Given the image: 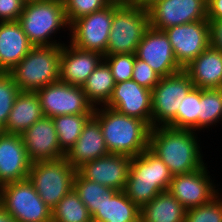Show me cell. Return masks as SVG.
Masks as SVG:
<instances>
[{
	"mask_svg": "<svg viewBox=\"0 0 222 222\" xmlns=\"http://www.w3.org/2000/svg\"><path fill=\"white\" fill-rule=\"evenodd\" d=\"M195 134L191 129L156 126L151 128L148 149L167 165L173 176L190 173L206 165Z\"/></svg>",
	"mask_w": 222,
	"mask_h": 222,
	"instance_id": "obj_1",
	"label": "cell"
},
{
	"mask_svg": "<svg viewBox=\"0 0 222 222\" xmlns=\"http://www.w3.org/2000/svg\"><path fill=\"white\" fill-rule=\"evenodd\" d=\"M93 116L99 121L109 153L135 157L149 148L152 127L143 120L107 106L95 107Z\"/></svg>",
	"mask_w": 222,
	"mask_h": 222,
	"instance_id": "obj_2",
	"label": "cell"
},
{
	"mask_svg": "<svg viewBox=\"0 0 222 222\" xmlns=\"http://www.w3.org/2000/svg\"><path fill=\"white\" fill-rule=\"evenodd\" d=\"M172 177L167 165L146 149L132 157L128 180L123 191L141 208L160 192L167 191Z\"/></svg>",
	"mask_w": 222,
	"mask_h": 222,
	"instance_id": "obj_3",
	"label": "cell"
},
{
	"mask_svg": "<svg viewBox=\"0 0 222 222\" xmlns=\"http://www.w3.org/2000/svg\"><path fill=\"white\" fill-rule=\"evenodd\" d=\"M18 22L33 46L63 45L51 37L70 27L63 0H26Z\"/></svg>",
	"mask_w": 222,
	"mask_h": 222,
	"instance_id": "obj_4",
	"label": "cell"
},
{
	"mask_svg": "<svg viewBox=\"0 0 222 222\" xmlns=\"http://www.w3.org/2000/svg\"><path fill=\"white\" fill-rule=\"evenodd\" d=\"M62 45L33 46L8 73L20 91L36 92L59 80Z\"/></svg>",
	"mask_w": 222,
	"mask_h": 222,
	"instance_id": "obj_5",
	"label": "cell"
},
{
	"mask_svg": "<svg viewBox=\"0 0 222 222\" xmlns=\"http://www.w3.org/2000/svg\"><path fill=\"white\" fill-rule=\"evenodd\" d=\"M149 27L148 10L136 5L113 4L106 55L135 53Z\"/></svg>",
	"mask_w": 222,
	"mask_h": 222,
	"instance_id": "obj_6",
	"label": "cell"
},
{
	"mask_svg": "<svg viewBox=\"0 0 222 222\" xmlns=\"http://www.w3.org/2000/svg\"><path fill=\"white\" fill-rule=\"evenodd\" d=\"M76 172L65 157L55 161H39L32 163L28 180L43 202L53 210L73 189Z\"/></svg>",
	"mask_w": 222,
	"mask_h": 222,
	"instance_id": "obj_7",
	"label": "cell"
},
{
	"mask_svg": "<svg viewBox=\"0 0 222 222\" xmlns=\"http://www.w3.org/2000/svg\"><path fill=\"white\" fill-rule=\"evenodd\" d=\"M0 206L17 222H52V210L28 179L0 186Z\"/></svg>",
	"mask_w": 222,
	"mask_h": 222,
	"instance_id": "obj_8",
	"label": "cell"
},
{
	"mask_svg": "<svg viewBox=\"0 0 222 222\" xmlns=\"http://www.w3.org/2000/svg\"><path fill=\"white\" fill-rule=\"evenodd\" d=\"M193 87L189 75L184 70L161 77L152 89L151 127L167 126L177 116L181 101Z\"/></svg>",
	"mask_w": 222,
	"mask_h": 222,
	"instance_id": "obj_9",
	"label": "cell"
},
{
	"mask_svg": "<svg viewBox=\"0 0 222 222\" xmlns=\"http://www.w3.org/2000/svg\"><path fill=\"white\" fill-rule=\"evenodd\" d=\"M45 117L58 115L93 114L95 107L81 86L60 80L36 91Z\"/></svg>",
	"mask_w": 222,
	"mask_h": 222,
	"instance_id": "obj_10",
	"label": "cell"
},
{
	"mask_svg": "<svg viewBox=\"0 0 222 222\" xmlns=\"http://www.w3.org/2000/svg\"><path fill=\"white\" fill-rule=\"evenodd\" d=\"M113 19V4L82 16L70 24V44L85 51L106 55L108 38Z\"/></svg>",
	"mask_w": 222,
	"mask_h": 222,
	"instance_id": "obj_11",
	"label": "cell"
},
{
	"mask_svg": "<svg viewBox=\"0 0 222 222\" xmlns=\"http://www.w3.org/2000/svg\"><path fill=\"white\" fill-rule=\"evenodd\" d=\"M163 31L182 68L210 46V23L207 19L171 26Z\"/></svg>",
	"mask_w": 222,
	"mask_h": 222,
	"instance_id": "obj_12",
	"label": "cell"
},
{
	"mask_svg": "<svg viewBox=\"0 0 222 222\" xmlns=\"http://www.w3.org/2000/svg\"><path fill=\"white\" fill-rule=\"evenodd\" d=\"M150 27H168L207 19V0H160L148 9Z\"/></svg>",
	"mask_w": 222,
	"mask_h": 222,
	"instance_id": "obj_13",
	"label": "cell"
},
{
	"mask_svg": "<svg viewBox=\"0 0 222 222\" xmlns=\"http://www.w3.org/2000/svg\"><path fill=\"white\" fill-rule=\"evenodd\" d=\"M204 166L186 174L174 175L168 191L184 206L186 210L210 202L219 194L216 185Z\"/></svg>",
	"mask_w": 222,
	"mask_h": 222,
	"instance_id": "obj_14",
	"label": "cell"
},
{
	"mask_svg": "<svg viewBox=\"0 0 222 222\" xmlns=\"http://www.w3.org/2000/svg\"><path fill=\"white\" fill-rule=\"evenodd\" d=\"M135 55L146 61L161 77L183 70L175 59L171 43L164 31L149 27L138 44Z\"/></svg>",
	"mask_w": 222,
	"mask_h": 222,
	"instance_id": "obj_15",
	"label": "cell"
},
{
	"mask_svg": "<svg viewBox=\"0 0 222 222\" xmlns=\"http://www.w3.org/2000/svg\"><path fill=\"white\" fill-rule=\"evenodd\" d=\"M104 106L143 120L151 126L152 90L140 86L133 79L116 83L109 101Z\"/></svg>",
	"mask_w": 222,
	"mask_h": 222,
	"instance_id": "obj_16",
	"label": "cell"
},
{
	"mask_svg": "<svg viewBox=\"0 0 222 222\" xmlns=\"http://www.w3.org/2000/svg\"><path fill=\"white\" fill-rule=\"evenodd\" d=\"M22 141L30 161H55L66 154L58 143L57 132L52 118L42 117L22 134Z\"/></svg>",
	"mask_w": 222,
	"mask_h": 222,
	"instance_id": "obj_17",
	"label": "cell"
},
{
	"mask_svg": "<svg viewBox=\"0 0 222 222\" xmlns=\"http://www.w3.org/2000/svg\"><path fill=\"white\" fill-rule=\"evenodd\" d=\"M131 159L127 155L109 153L86 162L77 172L85 179L122 191L128 180Z\"/></svg>",
	"mask_w": 222,
	"mask_h": 222,
	"instance_id": "obj_18",
	"label": "cell"
},
{
	"mask_svg": "<svg viewBox=\"0 0 222 222\" xmlns=\"http://www.w3.org/2000/svg\"><path fill=\"white\" fill-rule=\"evenodd\" d=\"M31 165L21 135L3 132L0 135V186L28 179Z\"/></svg>",
	"mask_w": 222,
	"mask_h": 222,
	"instance_id": "obj_19",
	"label": "cell"
},
{
	"mask_svg": "<svg viewBox=\"0 0 222 222\" xmlns=\"http://www.w3.org/2000/svg\"><path fill=\"white\" fill-rule=\"evenodd\" d=\"M103 59L104 56L98 52L81 50L72 44L66 46L63 43L59 80L82 87Z\"/></svg>",
	"mask_w": 222,
	"mask_h": 222,
	"instance_id": "obj_20",
	"label": "cell"
},
{
	"mask_svg": "<svg viewBox=\"0 0 222 222\" xmlns=\"http://www.w3.org/2000/svg\"><path fill=\"white\" fill-rule=\"evenodd\" d=\"M109 154L99 121L92 116L75 142L74 146L67 152L65 158L76 170L86 162Z\"/></svg>",
	"mask_w": 222,
	"mask_h": 222,
	"instance_id": "obj_21",
	"label": "cell"
},
{
	"mask_svg": "<svg viewBox=\"0 0 222 222\" xmlns=\"http://www.w3.org/2000/svg\"><path fill=\"white\" fill-rule=\"evenodd\" d=\"M32 47L18 21L0 22V72L12 70Z\"/></svg>",
	"mask_w": 222,
	"mask_h": 222,
	"instance_id": "obj_22",
	"label": "cell"
},
{
	"mask_svg": "<svg viewBox=\"0 0 222 222\" xmlns=\"http://www.w3.org/2000/svg\"><path fill=\"white\" fill-rule=\"evenodd\" d=\"M183 70L196 88H222V51L209 46Z\"/></svg>",
	"mask_w": 222,
	"mask_h": 222,
	"instance_id": "obj_23",
	"label": "cell"
},
{
	"mask_svg": "<svg viewBox=\"0 0 222 222\" xmlns=\"http://www.w3.org/2000/svg\"><path fill=\"white\" fill-rule=\"evenodd\" d=\"M42 117L44 113L38 94L21 91L15 99L3 132L21 135Z\"/></svg>",
	"mask_w": 222,
	"mask_h": 222,
	"instance_id": "obj_24",
	"label": "cell"
},
{
	"mask_svg": "<svg viewBox=\"0 0 222 222\" xmlns=\"http://www.w3.org/2000/svg\"><path fill=\"white\" fill-rule=\"evenodd\" d=\"M186 209L167 190L140 208V222H185Z\"/></svg>",
	"mask_w": 222,
	"mask_h": 222,
	"instance_id": "obj_25",
	"label": "cell"
},
{
	"mask_svg": "<svg viewBox=\"0 0 222 222\" xmlns=\"http://www.w3.org/2000/svg\"><path fill=\"white\" fill-rule=\"evenodd\" d=\"M92 219L100 222H140V208L126 196L123 190H114L104 198Z\"/></svg>",
	"mask_w": 222,
	"mask_h": 222,
	"instance_id": "obj_26",
	"label": "cell"
},
{
	"mask_svg": "<svg viewBox=\"0 0 222 222\" xmlns=\"http://www.w3.org/2000/svg\"><path fill=\"white\" fill-rule=\"evenodd\" d=\"M115 84L111 68L103 59L87 78L82 89L94 107L104 106L109 101Z\"/></svg>",
	"mask_w": 222,
	"mask_h": 222,
	"instance_id": "obj_27",
	"label": "cell"
},
{
	"mask_svg": "<svg viewBox=\"0 0 222 222\" xmlns=\"http://www.w3.org/2000/svg\"><path fill=\"white\" fill-rule=\"evenodd\" d=\"M93 114L58 115L52 118L61 150L67 152L78 140L84 125Z\"/></svg>",
	"mask_w": 222,
	"mask_h": 222,
	"instance_id": "obj_28",
	"label": "cell"
},
{
	"mask_svg": "<svg viewBox=\"0 0 222 222\" xmlns=\"http://www.w3.org/2000/svg\"><path fill=\"white\" fill-rule=\"evenodd\" d=\"M219 121H222V88L200 89L198 129H209Z\"/></svg>",
	"mask_w": 222,
	"mask_h": 222,
	"instance_id": "obj_29",
	"label": "cell"
},
{
	"mask_svg": "<svg viewBox=\"0 0 222 222\" xmlns=\"http://www.w3.org/2000/svg\"><path fill=\"white\" fill-rule=\"evenodd\" d=\"M73 189L88 208L91 216L101 207L104 198L114 191L113 188L83 178L78 172L74 177Z\"/></svg>",
	"mask_w": 222,
	"mask_h": 222,
	"instance_id": "obj_30",
	"label": "cell"
},
{
	"mask_svg": "<svg viewBox=\"0 0 222 222\" xmlns=\"http://www.w3.org/2000/svg\"><path fill=\"white\" fill-rule=\"evenodd\" d=\"M92 219L88 208L72 189L52 210V222H89Z\"/></svg>",
	"mask_w": 222,
	"mask_h": 222,
	"instance_id": "obj_31",
	"label": "cell"
},
{
	"mask_svg": "<svg viewBox=\"0 0 222 222\" xmlns=\"http://www.w3.org/2000/svg\"><path fill=\"white\" fill-rule=\"evenodd\" d=\"M200 88L193 87L181 101L177 116L167 125L177 129L198 130Z\"/></svg>",
	"mask_w": 222,
	"mask_h": 222,
	"instance_id": "obj_32",
	"label": "cell"
},
{
	"mask_svg": "<svg viewBox=\"0 0 222 222\" xmlns=\"http://www.w3.org/2000/svg\"><path fill=\"white\" fill-rule=\"evenodd\" d=\"M21 91L9 73L0 72V127L4 128L15 99Z\"/></svg>",
	"mask_w": 222,
	"mask_h": 222,
	"instance_id": "obj_33",
	"label": "cell"
},
{
	"mask_svg": "<svg viewBox=\"0 0 222 222\" xmlns=\"http://www.w3.org/2000/svg\"><path fill=\"white\" fill-rule=\"evenodd\" d=\"M207 204L186 210L185 222H222V194Z\"/></svg>",
	"mask_w": 222,
	"mask_h": 222,
	"instance_id": "obj_34",
	"label": "cell"
},
{
	"mask_svg": "<svg viewBox=\"0 0 222 222\" xmlns=\"http://www.w3.org/2000/svg\"><path fill=\"white\" fill-rule=\"evenodd\" d=\"M135 53L105 55L104 60L111 68L116 83L131 80L135 64Z\"/></svg>",
	"mask_w": 222,
	"mask_h": 222,
	"instance_id": "obj_35",
	"label": "cell"
},
{
	"mask_svg": "<svg viewBox=\"0 0 222 222\" xmlns=\"http://www.w3.org/2000/svg\"><path fill=\"white\" fill-rule=\"evenodd\" d=\"M63 3L69 25L78 18L99 11L110 4L108 0H63Z\"/></svg>",
	"mask_w": 222,
	"mask_h": 222,
	"instance_id": "obj_36",
	"label": "cell"
},
{
	"mask_svg": "<svg viewBox=\"0 0 222 222\" xmlns=\"http://www.w3.org/2000/svg\"><path fill=\"white\" fill-rule=\"evenodd\" d=\"M132 79L140 86L152 90L160 81L161 76L146 61L135 58Z\"/></svg>",
	"mask_w": 222,
	"mask_h": 222,
	"instance_id": "obj_37",
	"label": "cell"
},
{
	"mask_svg": "<svg viewBox=\"0 0 222 222\" xmlns=\"http://www.w3.org/2000/svg\"><path fill=\"white\" fill-rule=\"evenodd\" d=\"M26 0H0V22L18 21Z\"/></svg>",
	"mask_w": 222,
	"mask_h": 222,
	"instance_id": "obj_38",
	"label": "cell"
},
{
	"mask_svg": "<svg viewBox=\"0 0 222 222\" xmlns=\"http://www.w3.org/2000/svg\"><path fill=\"white\" fill-rule=\"evenodd\" d=\"M210 23V46L222 51V19Z\"/></svg>",
	"mask_w": 222,
	"mask_h": 222,
	"instance_id": "obj_39",
	"label": "cell"
},
{
	"mask_svg": "<svg viewBox=\"0 0 222 222\" xmlns=\"http://www.w3.org/2000/svg\"><path fill=\"white\" fill-rule=\"evenodd\" d=\"M222 19V0H207V20Z\"/></svg>",
	"mask_w": 222,
	"mask_h": 222,
	"instance_id": "obj_40",
	"label": "cell"
},
{
	"mask_svg": "<svg viewBox=\"0 0 222 222\" xmlns=\"http://www.w3.org/2000/svg\"><path fill=\"white\" fill-rule=\"evenodd\" d=\"M160 0H135V5L148 10L151 6H153L156 2Z\"/></svg>",
	"mask_w": 222,
	"mask_h": 222,
	"instance_id": "obj_41",
	"label": "cell"
},
{
	"mask_svg": "<svg viewBox=\"0 0 222 222\" xmlns=\"http://www.w3.org/2000/svg\"><path fill=\"white\" fill-rule=\"evenodd\" d=\"M0 222H17L0 206Z\"/></svg>",
	"mask_w": 222,
	"mask_h": 222,
	"instance_id": "obj_42",
	"label": "cell"
},
{
	"mask_svg": "<svg viewBox=\"0 0 222 222\" xmlns=\"http://www.w3.org/2000/svg\"><path fill=\"white\" fill-rule=\"evenodd\" d=\"M111 4L117 5H135V0H108Z\"/></svg>",
	"mask_w": 222,
	"mask_h": 222,
	"instance_id": "obj_43",
	"label": "cell"
},
{
	"mask_svg": "<svg viewBox=\"0 0 222 222\" xmlns=\"http://www.w3.org/2000/svg\"><path fill=\"white\" fill-rule=\"evenodd\" d=\"M89 222H100V221H97L95 219H91Z\"/></svg>",
	"mask_w": 222,
	"mask_h": 222,
	"instance_id": "obj_44",
	"label": "cell"
},
{
	"mask_svg": "<svg viewBox=\"0 0 222 222\" xmlns=\"http://www.w3.org/2000/svg\"><path fill=\"white\" fill-rule=\"evenodd\" d=\"M3 133V128L0 127V135Z\"/></svg>",
	"mask_w": 222,
	"mask_h": 222,
	"instance_id": "obj_45",
	"label": "cell"
}]
</instances>
